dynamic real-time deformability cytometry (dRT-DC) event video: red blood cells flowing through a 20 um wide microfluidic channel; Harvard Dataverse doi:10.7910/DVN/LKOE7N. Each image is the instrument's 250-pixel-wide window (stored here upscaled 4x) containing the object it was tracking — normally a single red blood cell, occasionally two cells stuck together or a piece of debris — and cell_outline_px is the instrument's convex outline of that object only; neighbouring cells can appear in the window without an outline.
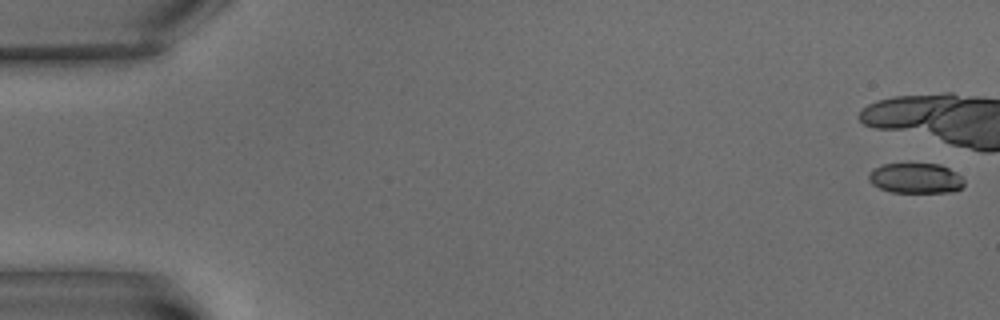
{"species": "common noctule bat (a hibernating species)", "species_latin": "Nyctalus noctula", "temperature_condition": "warm", "stored_images_in_passage": 7, "camera_frame_rate_fps": 3000, "um_per_image_px": 0.085, "animal": {"sex": "male", "body_mass_g": 15.6}, "frame": {"image": 1, "passage_image": 1, "time_ms": 0.0, "image_size_px": [1000, 320], "cell_outline_px": [[964, 184], [956, 192], [892, 192], [880, 188], [872, 184], [868, 180], [868, 176], [872, 168], [884, 164], [908, 160], [940, 164], [956, 172], [964, 180]], "centroid_in_image_um": [77.81, 15.09], "position_along_channel_um": 7.2, "area_um2": 17.63}}